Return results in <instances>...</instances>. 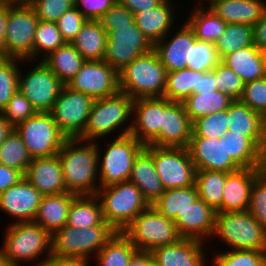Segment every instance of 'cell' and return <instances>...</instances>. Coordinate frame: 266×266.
Listing matches in <instances>:
<instances>
[{"label": "cell", "instance_id": "cell-42", "mask_svg": "<svg viewBox=\"0 0 266 266\" xmlns=\"http://www.w3.org/2000/svg\"><path fill=\"white\" fill-rule=\"evenodd\" d=\"M198 71L182 69L167 72L166 87L163 97L170 101L183 102L197 88Z\"/></svg>", "mask_w": 266, "mask_h": 266}, {"label": "cell", "instance_id": "cell-9", "mask_svg": "<svg viewBox=\"0 0 266 266\" xmlns=\"http://www.w3.org/2000/svg\"><path fill=\"white\" fill-rule=\"evenodd\" d=\"M122 233L137 250L152 251L182 239L173 220L166 218L153 206L143 210Z\"/></svg>", "mask_w": 266, "mask_h": 266}, {"label": "cell", "instance_id": "cell-28", "mask_svg": "<svg viewBox=\"0 0 266 266\" xmlns=\"http://www.w3.org/2000/svg\"><path fill=\"white\" fill-rule=\"evenodd\" d=\"M174 8L170 0H164L158 6L134 15L137 27L153 45L162 40L172 29L174 20H176Z\"/></svg>", "mask_w": 266, "mask_h": 266}, {"label": "cell", "instance_id": "cell-65", "mask_svg": "<svg viewBox=\"0 0 266 266\" xmlns=\"http://www.w3.org/2000/svg\"><path fill=\"white\" fill-rule=\"evenodd\" d=\"M0 266H7L2 248H0Z\"/></svg>", "mask_w": 266, "mask_h": 266}, {"label": "cell", "instance_id": "cell-4", "mask_svg": "<svg viewBox=\"0 0 266 266\" xmlns=\"http://www.w3.org/2000/svg\"><path fill=\"white\" fill-rule=\"evenodd\" d=\"M121 130L104 152H100L98 145V175L100 187L128 181L132 172L135 158L145 148L130 134L132 125ZM102 155H101V154ZM102 156V157H101Z\"/></svg>", "mask_w": 266, "mask_h": 266}, {"label": "cell", "instance_id": "cell-62", "mask_svg": "<svg viewBox=\"0 0 266 266\" xmlns=\"http://www.w3.org/2000/svg\"><path fill=\"white\" fill-rule=\"evenodd\" d=\"M128 266H157L150 251L136 250Z\"/></svg>", "mask_w": 266, "mask_h": 266}, {"label": "cell", "instance_id": "cell-66", "mask_svg": "<svg viewBox=\"0 0 266 266\" xmlns=\"http://www.w3.org/2000/svg\"><path fill=\"white\" fill-rule=\"evenodd\" d=\"M206 2L208 1V5L209 6H207L206 8H209L212 4H214L215 2H217V1H220V0H205Z\"/></svg>", "mask_w": 266, "mask_h": 266}, {"label": "cell", "instance_id": "cell-22", "mask_svg": "<svg viewBox=\"0 0 266 266\" xmlns=\"http://www.w3.org/2000/svg\"><path fill=\"white\" fill-rule=\"evenodd\" d=\"M192 135V122L182 102L164 97V111L160 125V147H188Z\"/></svg>", "mask_w": 266, "mask_h": 266}, {"label": "cell", "instance_id": "cell-51", "mask_svg": "<svg viewBox=\"0 0 266 266\" xmlns=\"http://www.w3.org/2000/svg\"><path fill=\"white\" fill-rule=\"evenodd\" d=\"M1 113L16 128L19 124L35 115L37 111L18 89Z\"/></svg>", "mask_w": 266, "mask_h": 266}, {"label": "cell", "instance_id": "cell-8", "mask_svg": "<svg viewBox=\"0 0 266 266\" xmlns=\"http://www.w3.org/2000/svg\"><path fill=\"white\" fill-rule=\"evenodd\" d=\"M116 232L110 224L79 229L65 225L52 235V255L90 260L91 253L96 256Z\"/></svg>", "mask_w": 266, "mask_h": 266}, {"label": "cell", "instance_id": "cell-25", "mask_svg": "<svg viewBox=\"0 0 266 266\" xmlns=\"http://www.w3.org/2000/svg\"><path fill=\"white\" fill-rule=\"evenodd\" d=\"M203 243L182 238L177 243L157 247L151 253L157 266H206Z\"/></svg>", "mask_w": 266, "mask_h": 266}, {"label": "cell", "instance_id": "cell-44", "mask_svg": "<svg viewBox=\"0 0 266 266\" xmlns=\"http://www.w3.org/2000/svg\"><path fill=\"white\" fill-rule=\"evenodd\" d=\"M66 41L63 39L56 22L38 21L33 44V61L37 57L42 61L51 52L64 46ZM39 55V56H38Z\"/></svg>", "mask_w": 266, "mask_h": 266}, {"label": "cell", "instance_id": "cell-1", "mask_svg": "<svg viewBox=\"0 0 266 266\" xmlns=\"http://www.w3.org/2000/svg\"><path fill=\"white\" fill-rule=\"evenodd\" d=\"M82 144V145H81ZM98 144L79 138H67L58 152L67 192L76 195H96L100 185Z\"/></svg>", "mask_w": 266, "mask_h": 266}, {"label": "cell", "instance_id": "cell-58", "mask_svg": "<svg viewBox=\"0 0 266 266\" xmlns=\"http://www.w3.org/2000/svg\"><path fill=\"white\" fill-rule=\"evenodd\" d=\"M216 83L215 68L208 72L198 71L197 88H194L192 94H198V92H213L217 90Z\"/></svg>", "mask_w": 266, "mask_h": 266}, {"label": "cell", "instance_id": "cell-57", "mask_svg": "<svg viewBox=\"0 0 266 266\" xmlns=\"http://www.w3.org/2000/svg\"><path fill=\"white\" fill-rule=\"evenodd\" d=\"M23 178L24 175L20 171L0 164V194Z\"/></svg>", "mask_w": 266, "mask_h": 266}, {"label": "cell", "instance_id": "cell-19", "mask_svg": "<svg viewBox=\"0 0 266 266\" xmlns=\"http://www.w3.org/2000/svg\"><path fill=\"white\" fill-rule=\"evenodd\" d=\"M43 195L25 178L0 194V210L15 222H33Z\"/></svg>", "mask_w": 266, "mask_h": 266}, {"label": "cell", "instance_id": "cell-43", "mask_svg": "<svg viewBox=\"0 0 266 266\" xmlns=\"http://www.w3.org/2000/svg\"><path fill=\"white\" fill-rule=\"evenodd\" d=\"M32 157L21 136L14 130L0 145V164L14 168L25 175Z\"/></svg>", "mask_w": 266, "mask_h": 266}, {"label": "cell", "instance_id": "cell-23", "mask_svg": "<svg viewBox=\"0 0 266 266\" xmlns=\"http://www.w3.org/2000/svg\"><path fill=\"white\" fill-rule=\"evenodd\" d=\"M228 132L247 136L266 155V120L249 106L234 101L228 108Z\"/></svg>", "mask_w": 266, "mask_h": 266}, {"label": "cell", "instance_id": "cell-13", "mask_svg": "<svg viewBox=\"0 0 266 266\" xmlns=\"http://www.w3.org/2000/svg\"><path fill=\"white\" fill-rule=\"evenodd\" d=\"M104 29L107 31L104 61L117 71L153 50L154 45L137 27L135 21L129 26Z\"/></svg>", "mask_w": 266, "mask_h": 266}, {"label": "cell", "instance_id": "cell-48", "mask_svg": "<svg viewBox=\"0 0 266 266\" xmlns=\"http://www.w3.org/2000/svg\"><path fill=\"white\" fill-rule=\"evenodd\" d=\"M220 62L215 43L197 40L191 46L190 62H187V69L208 72L212 71Z\"/></svg>", "mask_w": 266, "mask_h": 266}, {"label": "cell", "instance_id": "cell-18", "mask_svg": "<svg viewBox=\"0 0 266 266\" xmlns=\"http://www.w3.org/2000/svg\"><path fill=\"white\" fill-rule=\"evenodd\" d=\"M164 111V97L135 99L130 134L144 145L160 147V125ZM135 115V116H134Z\"/></svg>", "mask_w": 266, "mask_h": 266}, {"label": "cell", "instance_id": "cell-16", "mask_svg": "<svg viewBox=\"0 0 266 266\" xmlns=\"http://www.w3.org/2000/svg\"><path fill=\"white\" fill-rule=\"evenodd\" d=\"M66 85L93 100L113 96L120 91L118 71L104 60H86Z\"/></svg>", "mask_w": 266, "mask_h": 266}, {"label": "cell", "instance_id": "cell-40", "mask_svg": "<svg viewBox=\"0 0 266 266\" xmlns=\"http://www.w3.org/2000/svg\"><path fill=\"white\" fill-rule=\"evenodd\" d=\"M254 44L253 26L247 24H227L224 34L215 42L217 54L225 56Z\"/></svg>", "mask_w": 266, "mask_h": 266}, {"label": "cell", "instance_id": "cell-11", "mask_svg": "<svg viewBox=\"0 0 266 266\" xmlns=\"http://www.w3.org/2000/svg\"><path fill=\"white\" fill-rule=\"evenodd\" d=\"M15 130L21 136L32 159L57 155L67 139L50 112H37L19 124Z\"/></svg>", "mask_w": 266, "mask_h": 266}, {"label": "cell", "instance_id": "cell-5", "mask_svg": "<svg viewBox=\"0 0 266 266\" xmlns=\"http://www.w3.org/2000/svg\"><path fill=\"white\" fill-rule=\"evenodd\" d=\"M38 17L27 0H8L3 57L33 61V44Z\"/></svg>", "mask_w": 266, "mask_h": 266}, {"label": "cell", "instance_id": "cell-33", "mask_svg": "<svg viewBox=\"0 0 266 266\" xmlns=\"http://www.w3.org/2000/svg\"><path fill=\"white\" fill-rule=\"evenodd\" d=\"M104 221L102 205L97 195H76L70 205L67 224L74 228H88Z\"/></svg>", "mask_w": 266, "mask_h": 266}, {"label": "cell", "instance_id": "cell-63", "mask_svg": "<svg viewBox=\"0 0 266 266\" xmlns=\"http://www.w3.org/2000/svg\"><path fill=\"white\" fill-rule=\"evenodd\" d=\"M8 23V0L0 3V57H3L5 29Z\"/></svg>", "mask_w": 266, "mask_h": 266}, {"label": "cell", "instance_id": "cell-27", "mask_svg": "<svg viewBox=\"0 0 266 266\" xmlns=\"http://www.w3.org/2000/svg\"><path fill=\"white\" fill-rule=\"evenodd\" d=\"M129 181L141 190L144 200L151 206L165 192L153 157L145 148L135 158Z\"/></svg>", "mask_w": 266, "mask_h": 266}, {"label": "cell", "instance_id": "cell-53", "mask_svg": "<svg viewBox=\"0 0 266 266\" xmlns=\"http://www.w3.org/2000/svg\"><path fill=\"white\" fill-rule=\"evenodd\" d=\"M40 21L56 22L75 6L74 0H27Z\"/></svg>", "mask_w": 266, "mask_h": 266}, {"label": "cell", "instance_id": "cell-32", "mask_svg": "<svg viewBox=\"0 0 266 266\" xmlns=\"http://www.w3.org/2000/svg\"><path fill=\"white\" fill-rule=\"evenodd\" d=\"M107 31L99 20H87L71 44L85 60H104Z\"/></svg>", "mask_w": 266, "mask_h": 266}, {"label": "cell", "instance_id": "cell-3", "mask_svg": "<svg viewBox=\"0 0 266 266\" xmlns=\"http://www.w3.org/2000/svg\"><path fill=\"white\" fill-rule=\"evenodd\" d=\"M118 75L120 92L134 100L164 95L167 70L154 50L125 65Z\"/></svg>", "mask_w": 266, "mask_h": 266}, {"label": "cell", "instance_id": "cell-46", "mask_svg": "<svg viewBox=\"0 0 266 266\" xmlns=\"http://www.w3.org/2000/svg\"><path fill=\"white\" fill-rule=\"evenodd\" d=\"M212 266H266V251L229 250L217 251L211 261Z\"/></svg>", "mask_w": 266, "mask_h": 266}, {"label": "cell", "instance_id": "cell-54", "mask_svg": "<svg viewBox=\"0 0 266 266\" xmlns=\"http://www.w3.org/2000/svg\"><path fill=\"white\" fill-rule=\"evenodd\" d=\"M86 21L87 19L83 14L74 6L67 10L60 19L56 21V24L66 43H71L81 31Z\"/></svg>", "mask_w": 266, "mask_h": 266}, {"label": "cell", "instance_id": "cell-64", "mask_svg": "<svg viewBox=\"0 0 266 266\" xmlns=\"http://www.w3.org/2000/svg\"><path fill=\"white\" fill-rule=\"evenodd\" d=\"M15 130L5 116L0 112V145Z\"/></svg>", "mask_w": 266, "mask_h": 266}, {"label": "cell", "instance_id": "cell-55", "mask_svg": "<svg viewBox=\"0 0 266 266\" xmlns=\"http://www.w3.org/2000/svg\"><path fill=\"white\" fill-rule=\"evenodd\" d=\"M103 27L129 26L134 22V14L118 1L99 20Z\"/></svg>", "mask_w": 266, "mask_h": 266}, {"label": "cell", "instance_id": "cell-34", "mask_svg": "<svg viewBox=\"0 0 266 266\" xmlns=\"http://www.w3.org/2000/svg\"><path fill=\"white\" fill-rule=\"evenodd\" d=\"M223 138L226 140L227 154L241 168L266 167V155L247 136L227 132Z\"/></svg>", "mask_w": 266, "mask_h": 266}, {"label": "cell", "instance_id": "cell-61", "mask_svg": "<svg viewBox=\"0 0 266 266\" xmlns=\"http://www.w3.org/2000/svg\"><path fill=\"white\" fill-rule=\"evenodd\" d=\"M120 4L127 7L134 15L138 12L152 9L164 0H117Z\"/></svg>", "mask_w": 266, "mask_h": 266}, {"label": "cell", "instance_id": "cell-56", "mask_svg": "<svg viewBox=\"0 0 266 266\" xmlns=\"http://www.w3.org/2000/svg\"><path fill=\"white\" fill-rule=\"evenodd\" d=\"M117 0H74L75 7L87 20H100Z\"/></svg>", "mask_w": 266, "mask_h": 266}, {"label": "cell", "instance_id": "cell-29", "mask_svg": "<svg viewBox=\"0 0 266 266\" xmlns=\"http://www.w3.org/2000/svg\"><path fill=\"white\" fill-rule=\"evenodd\" d=\"M75 196L71 192L43 195L33 222L53 235L67 224L69 208Z\"/></svg>", "mask_w": 266, "mask_h": 266}, {"label": "cell", "instance_id": "cell-45", "mask_svg": "<svg viewBox=\"0 0 266 266\" xmlns=\"http://www.w3.org/2000/svg\"><path fill=\"white\" fill-rule=\"evenodd\" d=\"M23 61L16 58L0 57V112L18 90L21 67L17 64Z\"/></svg>", "mask_w": 266, "mask_h": 266}, {"label": "cell", "instance_id": "cell-6", "mask_svg": "<svg viewBox=\"0 0 266 266\" xmlns=\"http://www.w3.org/2000/svg\"><path fill=\"white\" fill-rule=\"evenodd\" d=\"M96 195L102 205L104 221L117 232H122L149 206L141 190L129 180L100 187Z\"/></svg>", "mask_w": 266, "mask_h": 266}, {"label": "cell", "instance_id": "cell-20", "mask_svg": "<svg viewBox=\"0 0 266 266\" xmlns=\"http://www.w3.org/2000/svg\"><path fill=\"white\" fill-rule=\"evenodd\" d=\"M179 28L172 38H169L171 35L169 32L153 47L167 72L187 68V62H190L191 46L198 40L186 22Z\"/></svg>", "mask_w": 266, "mask_h": 266}, {"label": "cell", "instance_id": "cell-49", "mask_svg": "<svg viewBox=\"0 0 266 266\" xmlns=\"http://www.w3.org/2000/svg\"><path fill=\"white\" fill-rule=\"evenodd\" d=\"M248 211L266 230V167L255 177Z\"/></svg>", "mask_w": 266, "mask_h": 266}, {"label": "cell", "instance_id": "cell-59", "mask_svg": "<svg viewBox=\"0 0 266 266\" xmlns=\"http://www.w3.org/2000/svg\"><path fill=\"white\" fill-rule=\"evenodd\" d=\"M90 260L79 257H58L51 255L43 266H90Z\"/></svg>", "mask_w": 266, "mask_h": 266}, {"label": "cell", "instance_id": "cell-41", "mask_svg": "<svg viewBox=\"0 0 266 266\" xmlns=\"http://www.w3.org/2000/svg\"><path fill=\"white\" fill-rule=\"evenodd\" d=\"M136 250L122 232H116L96 255L97 261L95 262H98L99 266H128L131 256Z\"/></svg>", "mask_w": 266, "mask_h": 266}, {"label": "cell", "instance_id": "cell-24", "mask_svg": "<svg viewBox=\"0 0 266 266\" xmlns=\"http://www.w3.org/2000/svg\"><path fill=\"white\" fill-rule=\"evenodd\" d=\"M24 178L42 195L67 192L58 155L33 158Z\"/></svg>", "mask_w": 266, "mask_h": 266}, {"label": "cell", "instance_id": "cell-10", "mask_svg": "<svg viewBox=\"0 0 266 266\" xmlns=\"http://www.w3.org/2000/svg\"><path fill=\"white\" fill-rule=\"evenodd\" d=\"M134 99L123 92L94 100L82 140L95 141L114 133L133 118ZM122 125V126H121Z\"/></svg>", "mask_w": 266, "mask_h": 266}, {"label": "cell", "instance_id": "cell-50", "mask_svg": "<svg viewBox=\"0 0 266 266\" xmlns=\"http://www.w3.org/2000/svg\"><path fill=\"white\" fill-rule=\"evenodd\" d=\"M215 79L217 90L228 95L234 101H239L245 83L231 68L220 62L215 67Z\"/></svg>", "mask_w": 266, "mask_h": 266}, {"label": "cell", "instance_id": "cell-21", "mask_svg": "<svg viewBox=\"0 0 266 266\" xmlns=\"http://www.w3.org/2000/svg\"><path fill=\"white\" fill-rule=\"evenodd\" d=\"M216 214L212 207L198 198L194 204L182 211L181 215H177L173 222L181 238L206 243L213 235Z\"/></svg>", "mask_w": 266, "mask_h": 266}, {"label": "cell", "instance_id": "cell-38", "mask_svg": "<svg viewBox=\"0 0 266 266\" xmlns=\"http://www.w3.org/2000/svg\"><path fill=\"white\" fill-rule=\"evenodd\" d=\"M228 172L217 170H197L195 185L199 199H202L217 213L222 212L223 189Z\"/></svg>", "mask_w": 266, "mask_h": 266}, {"label": "cell", "instance_id": "cell-39", "mask_svg": "<svg viewBox=\"0 0 266 266\" xmlns=\"http://www.w3.org/2000/svg\"><path fill=\"white\" fill-rule=\"evenodd\" d=\"M196 185L185 188L167 189L152 205L162 215L170 220H175L177 215L198 200Z\"/></svg>", "mask_w": 266, "mask_h": 266}, {"label": "cell", "instance_id": "cell-60", "mask_svg": "<svg viewBox=\"0 0 266 266\" xmlns=\"http://www.w3.org/2000/svg\"><path fill=\"white\" fill-rule=\"evenodd\" d=\"M254 44L266 53V9L261 18L253 26Z\"/></svg>", "mask_w": 266, "mask_h": 266}, {"label": "cell", "instance_id": "cell-52", "mask_svg": "<svg viewBox=\"0 0 266 266\" xmlns=\"http://www.w3.org/2000/svg\"><path fill=\"white\" fill-rule=\"evenodd\" d=\"M239 101L266 120V76L246 83Z\"/></svg>", "mask_w": 266, "mask_h": 266}, {"label": "cell", "instance_id": "cell-26", "mask_svg": "<svg viewBox=\"0 0 266 266\" xmlns=\"http://www.w3.org/2000/svg\"><path fill=\"white\" fill-rule=\"evenodd\" d=\"M264 168H241L227 174L223 189L222 212L247 211L255 177Z\"/></svg>", "mask_w": 266, "mask_h": 266}, {"label": "cell", "instance_id": "cell-31", "mask_svg": "<svg viewBox=\"0 0 266 266\" xmlns=\"http://www.w3.org/2000/svg\"><path fill=\"white\" fill-rule=\"evenodd\" d=\"M227 24L254 26L266 9L264 0H220L209 7Z\"/></svg>", "mask_w": 266, "mask_h": 266}, {"label": "cell", "instance_id": "cell-47", "mask_svg": "<svg viewBox=\"0 0 266 266\" xmlns=\"http://www.w3.org/2000/svg\"><path fill=\"white\" fill-rule=\"evenodd\" d=\"M228 109L198 118L192 122V135L221 138L228 132Z\"/></svg>", "mask_w": 266, "mask_h": 266}, {"label": "cell", "instance_id": "cell-37", "mask_svg": "<svg viewBox=\"0 0 266 266\" xmlns=\"http://www.w3.org/2000/svg\"><path fill=\"white\" fill-rule=\"evenodd\" d=\"M234 102L228 95L219 90L198 92L186 98L182 104L191 122L200 117L226 110Z\"/></svg>", "mask_w": 266, "mask_h": 266}, {"label": "cell", "instance_id": "cell-35", "mask_svg": "<svg viewBox=\"0 0 266 266\" xmlns=\"http://www.w3.org/2000/svg\"><path fill=\"white\" fill-rule=\"evenodd\" d=\"M185 22L199 41L212 43H215L224 34L227 25L210 8L206 9L200 2L191 11L190 17Z\"/></svg>", "mask_w": 266, "mask_h": 266}, {"label": "cell", "instance_id": "cell-30", "mask_svg": "<svg viewBox=\"0 0 266 266\" xmlns=\"http://www.w3.org/2000/svg\"><path fill=\"white\" fill-rule=\"evenodd\" d=\"M246 84L266 76V53L255 44L239 49L222 60Z\"/></svg>", "mask_w": 266, "mask_h": 266}, {"label": "cell", "instance_id": "cell-7", "mask_svg": "<svg viewBox=\"0 0 266 266\" xmlns=\"http://www.w3.org/2000/svg\"><path fill=\"white\" fill-rule=\"evenodd\" d=\"M212 236L229 246V250L266 251V230L247 211L216 214Z\"/></svg>", "mask_w": 266, "mask_h": 266}, {"label": "cell", "instance_id": "cell-36", "mask_svg": "<svg viewBox=\"0 0 266 266\" xmlns=\"http://www.w3.org/2000/svg\"><path fill=\"white\" fill-rule=\"evenodd\" d=\"M42 61L66 85L78 73L86 60L71 43H66Z\"/></svg>", "mask_w": 266, "mask_h": 266}, {"label": "cell", "instance_id": "cell-2", "mask_svg": "<svg viewBox=\"0 0 266 266\" xmlns=\"http://www.w3.org/2000/svg\"><path fill=\"white\" fill-rule=\"evenodd\" d=\"M3 254L7 266H21L22 262H35L43 266L52 255V235L34 222H13L5 230ZM45 254L46 257L39 260Z\"/></svg>", "mask_w": 266, "mask_h": 266}, {"label": "cell", "instance_id": "cell-12", "mask_svg": "<svg viewBox=\"0 0 266 266\" xmlns=\"http://www.w3.org/2000/svg\"><path fill=\"white\" fill-rule=\"evenodd\" d=\"M145 149L153 157L165 190L195 185L197 170L187 148L145 145Z\"/></svg>", "mask_w": 266, "mask_h": 266}, {"label": "cell", "instance_id": "cell-14", "mask_svg": "<svg viewBox=\"0 0 266 266\" xmlns=\"http://www.w3.org/2000/svg\"><path fill=\"white\" fill-rule=\"evenodd\" d=\"M94 100L63 85L50 113L67 138H79L87 125Z\"/></svg>", "mask_w": 266, "mask_h": 266}, {"label": "cell", "instance_id": "cell-15", "mask_svg": "<svg viewBox=\"0 0 266 266\" xmlns=\"http://www.w3.org/2000/svg\"><path fill=\"white\" fill-rule=\"evenodd\" d=\"M37 62L25 76L19 71L18 89L37 112H50L64 84L43 61Z\"/></svg>", "mask_w": 266, "mask_h": 266}, {"label": "cell", "instance_id": "cell-17", "mask_svg": "<svg viewBox=\"0 0 266 266\" xmlns=\"http://www.w3.org/2000/svg\"><path fill=\"white\" fill-rule=\"evenodd\" d=\"M196 170H217L228 173L241 167L227 154L226 140L191 136L187 147Z\"/></svg>", "mask_w": 266, "mask_h": 266}]
</instances>
